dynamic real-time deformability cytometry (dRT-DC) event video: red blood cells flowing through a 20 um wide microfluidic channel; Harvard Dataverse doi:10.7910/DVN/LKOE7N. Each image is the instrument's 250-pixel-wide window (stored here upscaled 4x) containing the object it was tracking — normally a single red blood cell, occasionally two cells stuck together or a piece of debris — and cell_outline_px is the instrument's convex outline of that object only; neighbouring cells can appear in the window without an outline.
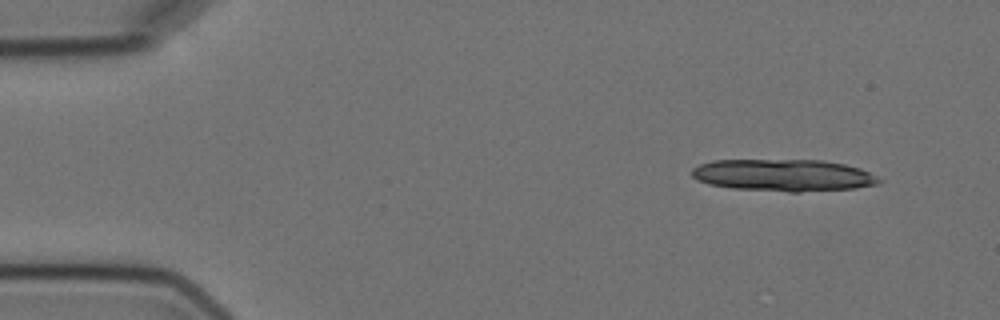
{"species": "Egyptian fruit bat (a non-hibernating species)", "species_latin": "Rousettus aegyptiacus", "temperature_condition": "cold", "stored_images_in_passage": 4, "camera_frame_rate_fps": 3000, "um_per_image_px": 0.085, "animal": {"sex": "female"}, "frame": {"image": 1, "passage_image": 1, "time_ms": 0.0, "image_size_px": [1000, 320], "cell_outline_px": [[884, 180], [880, 184], [856, 188], [800, 192], [788, 192], [732, 188], [708, 184], [696, 180], [692, 176], [692, 168], [700, 164], [712, 160], [824, 160], [844, 164], [860, 168]], "centroid_in_image_um": [66.6, 14.9], "position_along_channel_um": 18.4, "area_um2": 35.2}}